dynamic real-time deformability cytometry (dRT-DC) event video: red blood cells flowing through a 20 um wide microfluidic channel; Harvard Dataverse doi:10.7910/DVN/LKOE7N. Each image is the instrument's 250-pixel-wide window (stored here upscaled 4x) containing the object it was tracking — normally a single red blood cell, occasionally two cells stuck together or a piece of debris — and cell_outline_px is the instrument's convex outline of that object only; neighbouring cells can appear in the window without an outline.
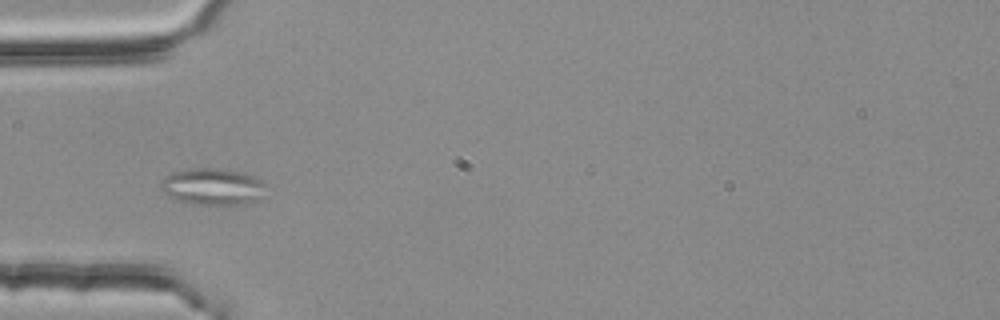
{"species": "common noctule bat (a hibernating species)", "species_latin": "Nyctalus noctula", "temperature_condition": "room temperature", "stored_images_in_passage": 4, "camera_frame_rate_fps": 3000, "um_per_image_px": 0.085, "animal": {"sex": "female", "body_mass_g": 25.1}, "frame": {"image": 1, "passage_image": 4, "time_ms": 1.0, "image_size_px": [1000, 320], "cell_outline_px": [[268, 184], [260, 196], [244, 204], [192, 204], [172, 200], [160, 188], [160, 184], [164, 176], [172, 172], [196, 168], [216, 168], [244, 172], [264, 180]], "centroid_in_image_um": [18.05, 15.85], "position_along_channel_um": 67.0, "area_um2": 22.66}}